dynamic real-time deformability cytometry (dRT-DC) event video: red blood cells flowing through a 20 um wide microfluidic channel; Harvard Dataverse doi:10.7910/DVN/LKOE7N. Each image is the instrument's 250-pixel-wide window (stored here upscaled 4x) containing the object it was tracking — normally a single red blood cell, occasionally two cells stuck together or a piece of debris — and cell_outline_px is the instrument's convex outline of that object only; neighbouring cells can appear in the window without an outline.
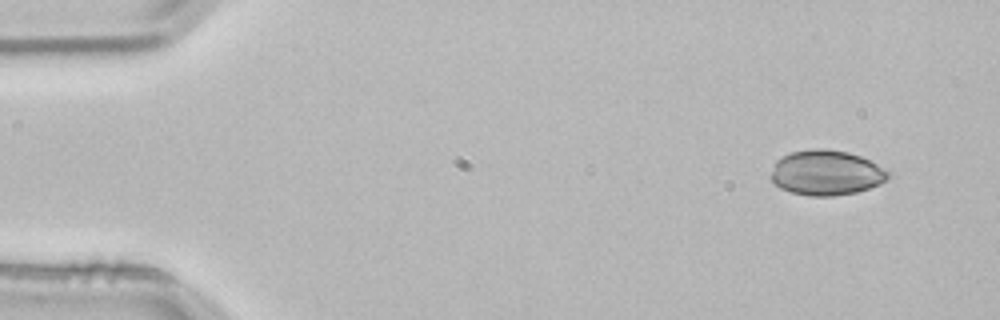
{"species": "common noctule bat (a hibernating species)", "species_latin": "Nyctalus noctula", "temperature_condition": "room temperature", "stored_images_in_passage": 3, "camera_frame_rate_fps": 3000, "um_per_image_px": 0.085, "animal": {"sex": "male", "body_mass_g": 21.5, "forearm_length_mm": 52.0}, "frame": {"image": 1, "passage_image": 1, "time_ms": 0.0, "image_size_px": [1000, 320], "cell_outline_px": [[892, 172], [888, 180], [880, 184], [856, 192], [832, 196], [808, 196], [792, 192], [780, 188], [772, 180], [772, 172], [776, 160], [792, 152], [816, 148], [824, 148], [848, 152], [860, 156]], "centroid_in_image_um": [70.27, 14.69], "position_along_channel_um": 14.7, "area_um2": 30.69}}